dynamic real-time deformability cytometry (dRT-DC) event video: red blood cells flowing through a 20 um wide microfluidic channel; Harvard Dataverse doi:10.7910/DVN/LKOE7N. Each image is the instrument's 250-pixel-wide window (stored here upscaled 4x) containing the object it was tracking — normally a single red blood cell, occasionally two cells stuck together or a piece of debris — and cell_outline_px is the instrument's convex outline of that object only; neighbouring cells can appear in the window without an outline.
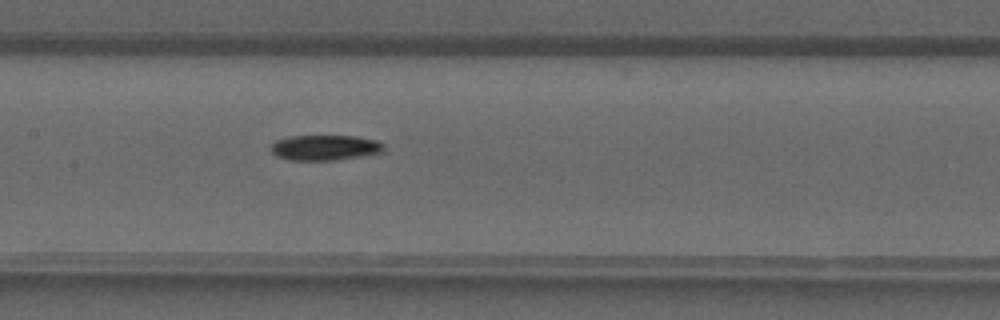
{"species": "common noctule bat (a hibernating species)", "species_latin": "Nyctalus noctula", "temperature_condition": "warm", "stored_images_in_passage": 28, "camera_frame_rate_fps": 3000, "um_per_image_px": 0.085, "animal": {"sex": "male", "forearm_length_mm": 52.5}, "frame": {"image": 1, "passage_image": 9, "time_ms": 2.667, "image_size_px": [1000, 320], "cell_outline_px": [[384, 148], [380, 152], [360, 156], [336, 160], [288, 160], [276, 156], [272, 152], [272, 144], [276, 140], [288, 136], [356, 136], [376, 140], [384, 144]], "centroid_in_image_um": [27.59, 12.54], "position_along_channel_um": 179.8, "area_um2": 16.59}}
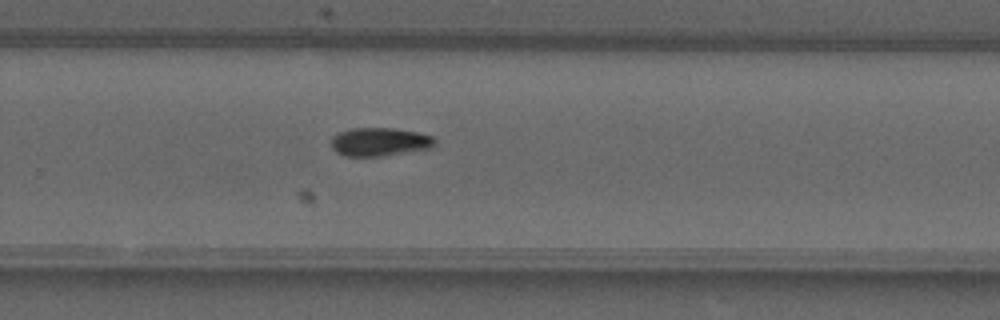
{"frame": {"image": 2, "passage_image": 16, "time_ms": 5.0, "image_size_px": [1000, 320], "cell_outline_px": [[436, 144], [432, 148], [380, 156], [344, 156], [336, 152], [332, 148], [332, 136], [340, 132], [352, 128], [392, 128], [420, 132], [432, 136], [436, 140]], "centroid_in_image_um": [32.29, 12.05], "position_along_channel_um": 297.5, "area_um2": 17.22}}
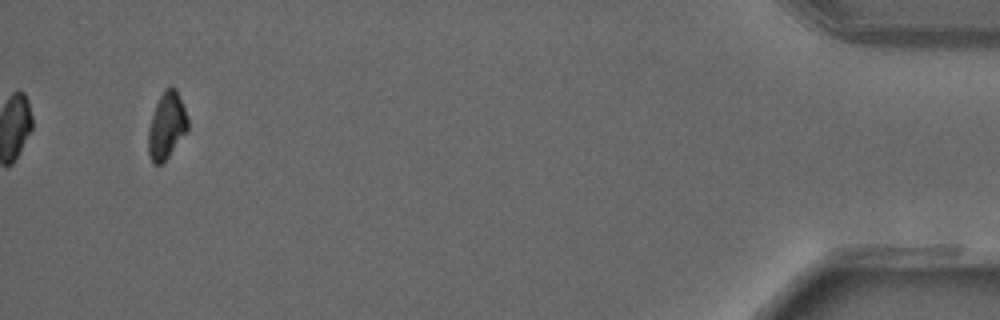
{"frame": {"image": 3, "passage_image": 28, "time_ms": 9.0, "image_size_px": [1000, 320], "cell_outline_px": [[188, 132], [168, 156], [160, 164], [152, 164], [148, 152], [148, 128], [156, 104], [164, 88], [172, 84], [176, 88], [188, 116]], "centroid_in_image_um": [14.18, 10.65], "position_along_channel_um": 421.0, "area_um2": 15.55}}